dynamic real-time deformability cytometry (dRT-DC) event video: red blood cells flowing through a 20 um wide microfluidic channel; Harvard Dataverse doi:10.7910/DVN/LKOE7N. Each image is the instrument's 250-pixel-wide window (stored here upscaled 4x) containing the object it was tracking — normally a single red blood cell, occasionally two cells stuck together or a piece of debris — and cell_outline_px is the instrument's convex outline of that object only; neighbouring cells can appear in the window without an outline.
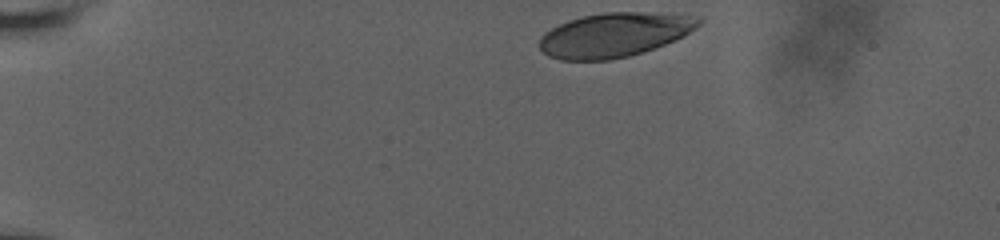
{"species": "human", "species_latin": "Homo sapiens", "temperature_condition": "room temperature", "stored_images_in_passage": 11, "camera_frame_rate_fps": 3000, "um_per_image_px": 0.085, "donor": {"sex": "male"}, "frame": {"image": 1, "passage_image": 1, "time_ms": 0.0, "image_size_px": [1000, 240], "cell_outline_px": [[704, 20], [696, 28], [684, 36], [676, 40], [644, 52], [628, 56], [608, 60], [560, 60], [548, 56], [540, 48], [540, 36], [544, 32], [568, 20], [584, 16], [604, 12], [644, 12], [700, 16]], "centroid_in_image_um": [52.25, 2.96], "position_along_channel_um": 32.7, "area_um2": 41.21}}
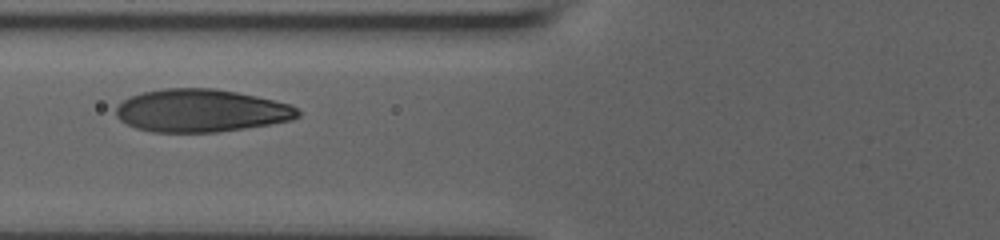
{"frame": {"image": 2, "passage_image": 7, "time_ms": 4.333, "image_size_px": [1000, 240], "cell_outline_px": [[300, 116], [292, 120], [244, 128], [216, 132], [152, 132], [136, 128], [120, 120], [116, 116], [116, 108], [124, 100], [132, 96], [144, 92], [164, 88], [216, 88], [256, 96], [288, 104], [296, 108], [300, 112]], "centroid_in_image_um": [17.08, 9.4], "position_along_channel_um": 108.7, "area_um2": 45.03}}
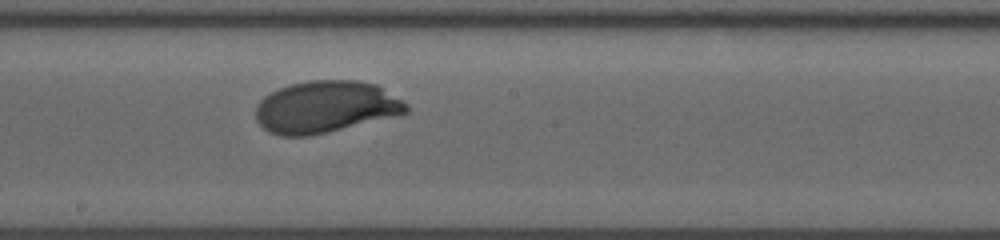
{"frame": {"image": 3, "passage_image": 11, "time_ms": 7.333, "image_size_px": [1000, 240], "cell_outline_px": [[408, 112], [308, 136], [280, 136], [268, 132], [256, 120], [256, 108], [260, 100], [264, 96], [280, 88], [292, 84], [308, 80], [356, 80], [376, 84], [404, 100], [408, 104]], "centroid_in_image_um": [27.66, 9.07], "position_along_channel_um": 220.5, "area_um2": 45.08}}